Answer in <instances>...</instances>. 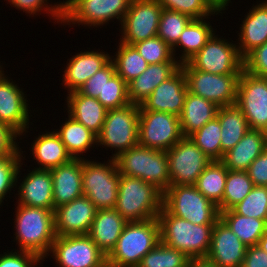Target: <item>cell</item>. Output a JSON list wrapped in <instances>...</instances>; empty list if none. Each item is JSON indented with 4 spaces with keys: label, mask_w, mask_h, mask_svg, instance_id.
<instances>
[{
    "label": "cell",
    "mask_w": 267,
    "mask_h": 267,
    "mask_svg": "<svg viewBox=\"0 0 267 267\" xmlns=\"http://www.w3.org/2000/svg\"><path fill=\"white\" fill-rule=\"evenodd\" d=\"M17 205V206H16ZM13 222L16 250L36 254L46 259L56 238L54 211L41 207L16 204Z\"/></svg>",
    "instance_id": "obj_1"
},
{
    "label": "cell",
    "mask_w": 267,
    "mask_h": 267,
    "mask_svg": "<svg viewBox=\"0 0 267 267\" xmlns=\"http://www.w3.org/2000/svg\"><path fill=\"white\" fill-rule=\"evenodd\" d=\"M160 241L190 259L206 258L214 225H197L170 214L163 206L157 216Z\"/></svg>",
    "instance_id": "obj_2"
},
{
    "label": "cell",
    "mask_w": 267,
    "mask_h": 267,
    "mask_svg": "<svg viewBox=\"0 0 267 267\" xmlns=\"http://www.w3.org/2000/svg\"><path fill=\"white\" fill-rule=\"evenodd\" d=\"M159 242L157 218L127 222L114 249L107 256V263L111 267H137Z\"/></svg>",
    "instance_id": "obj_3"
},
{
    "label": "cell",
    "mask_w": 267,
    "mask_h": 267,
    "mask_svg": "<svg viewBox=\"0 0 267 267\" xmlns=\"http://www.w3.org/2000/svg\"><path fill=\"white\" fill-rule=\"evenodd\" d=\"M163 193L140 178L120 175L114 209L127 221L157 218L162 208Z\"/></svg>",
    "instance_id": "obj_4"
},
{
    "label": "cell",
    "mask_w": 267,
    "mask_h": 267,
    "mask_svg": "<svg viewBox=\"0 0 267 267\" xmlns=\"http://www.w3.org/2000/svg\"><path fill=\"white\" fill-rule=\"evenodd\" d=\"M115 161L120 175L140 178L153 184L162 193L170 186L166 151L137 144L120 154Z\"/></svg>",
    "instance_id": "obj_5"
},
{
    "label": "cell",
    "mask_w": 267,
    "mask_h": 267,
    "mask_svg": "<svg viewBox=\"0 0 267 267\" xmlns=\"http://www.w3.org/2000/svg\"><path fill=\"white\" fill-rule=\"evenodd\" d=\"M162 206L172 215L197 225H214L220 219L218 206L194 185H170Z\"/></svg>",
    "instance_id": "obj_6"
},
{
    "label": "cell",
    "mask_w": 267,
    "mask_h": 267,
    "mask_svg": "<svg viewBox=\"0 0 267 267\" xmlns=\"http://www.w3.org/2000/svg\"><path fill=\"white\" fill-rule=\"evenodd\" d=\"M138 133L139 105L130 103L121 108L107 110L102 130L97 136L96 147H100L101 150L104 148L106 151L110 148V158L116 159L138 144Z\"/></svg>",
    "instance_id": "obj_7"
},
{
    "label": "cell",
    "mask_w": 267,
    "mask_h": 267,
    "mask_svg": "<svg viewBox=\"0 0 267 267\" xmlns=\"http://www.w3.org/2000/svg\"><path fill=\"white\" fill-rule=\"evenodd\" d=\"M132 0H63L64 17L62 25H78L89 28L107 26L110 21L121 25ZM114 20V21H113ZM76 24V25H75ZM72 25V26H71ZM91 27V28H90Z\"/></svg>",
    "instance_id": "obj_8"
},
{
    "label": "cell",
    "mask_w": 267,
    "mask_h": 267,
    "mask_svg": "<svg viewBox=\"0 0 267 267\" xmlns=\"http://www.w3.org/2000/svg\"><path fill=\"white\" fill-rule=\"evenodd\" d=\"M120 174L115 159L98 162L94 159H82L83 196L99 209H114Z\"/></svg>",
    "instance_id": "obj_9"
},
{
    "label": "cell",
    "mask_w": 267,
    "mask_h": 267,
    "mask_svg": "<svg viewBox=\"0 0 267 267\" xmlns=\"http://www.w3.org/2000/svg\"><path fill=\"white\" fill-rule=\"evenodd\" d=\"M188 63L196 70L219 75L241 74L244 69L236 41L230 42L216 32Z\"/></svg>",
    "instance_id": "obj_10"
},
{
    "label": "cell",
    "mask_w": 267,
    "mask_h": 267,
    "mask_svg": "<svg viewBox=\"0 0 267 267\" xmlns=\"http://www.w3.org/2000/svg\"><path fill=\"white\" fill-rule=\"evenodd\" d=\"M5 66L0 67V122L10 127L19 136L21 143L22 138L30 135V128L32 124L31 117L33 116L30 109V99L27 100V92L18 86L13 78L5 73ZM29 101V102H28ZM30 109V110H29ZM31 112V113H30ZM30 114V115H29ZM25 135V136H24Z\"/></svg>",
    "instance_id": "obj_11"
},
{
    "label": "cell",
    "mask_w": 267,
    "mask_h": 267,
    "mask_svg": "<svg viewBox=\"0 0 267 267\" xmlns=\"http://www.w3.org/2000/svg\"><path fill=\"white\" fill-rule=\"evenodd\" d=\"M188 92L216 103L219 107L237 102V86L240 74H212L194 69L188 62L180 65Z\"/></svg>",
    "instance_id": "obj_12"
},
{
    "label": "cell",
    "mask_w": 267,
    "mask_h": 267,
    "mask_svg": "<svg viewBox=\"0 0 267 267\" xmlns=\"http://www.w3.org/2000/svg\"><path fill=\"white\" fill-rule=\"evenodd\" d=\"M48 256L55 267H102L107 263V256L87 234L56 236Z\"/></svg>",
    "instance_id": "obj_13"
},
{
    "label": "cell",
    "mask_w": 267,
    "mask_h": 267,
    "mask_svg": "<svg viewBox=\"0 0 267 267\" xmlns=\"http://www.w3.org/2000/svg\"><path fill=\"white\" fill-rule=\"evenodd\" d=\"M177 115L159 111H139L138 144L168 151L183 138Z\"/></svg>",
    "instance_id": "obj_14"
},
{
    "label": "cell",
    "mask_w": 267,
    "mask_h": 267,
    "mask_svg": "<svg viewBox=\"0 0 267 267\" xmlns=\"http://www.w3.org/2000/svg\"><path fill=\"white\" fill-rule=\"evenodd\" d=\"M166 153L170 185H195L212 161L189 137H183Z\"/></svg>",
    "instance_id": "obj_15"
},
{
    "label": "cell",
    "mask_w": 267,
    "mask_h": 267,
    "mask_svg": "<svg viewBox=\"0 0 267 267\" xmlns=\"http://www.w3.org/2000/svg\"><path fill=\"white\" fill-rule=\"evenodd\" d=\"M162 6L157 0H132L118 27L119 41L128 45L157 36Z\"/></svg>",
    "instance_id": "obj_16"
},
{
    "label": "cell",
    "mask_w": 267,
    "mask_h": 267,
    "mask_svg": "<svg viewBox=\"0 0 267 267\" xmlns=\"http://www.w3.org/2000/svg\"><path fill=\"white\" fill-rule=\"evenodd\" d=\"M249 128L267 133V78L242 70L237 86V102Z\"/></svg>",
    "instance_id": "obj_17"
},
{
    "label": "cell",
    "mask_w": 267,
    "mask_h": 267,
    "mask_svg": "<svg viewBox=\"0 0 267 267\" xmlns=\"http://www.w3.org/2000/svg\"><path fill=\"white\" fill-rule=\"evenodd\" d=\"M22 148L23 147L20 148V154L23 155L21 156L22 161H20L16 174L15 190H17V193H15L14 199L17 200L15 203L30 207H41L54 211L52 175L50 170L32 169L29 166L26 174L21 176L23 175L21 173L23 171L21 170L23 169L22 165L25 162L24 160H26V154L23 153L25 151H22ZM21 177L23 178L21 179Z\"/></svg>",
    "instance_id": "obj_18"
},
{
    "label": "cell",
    "mask_w": 267,
    "mask_h": 267,
    "mask_svg": "<svg viewBox=\"0 0 267 267\" xmlns=\"http://www.w3.org/2000/svg\"><path fill=\"white\" fill-rule=\"evenodd\" d=\"M187 92L186 76L180 67L170 78L159 84L139 105V111L167 112L179 117Z\"/></svg>",
    "instance_id": "obj_19"
},
{
    "label": "cell",
    "mask_w": 267,
    "mask_h": 267,
    "mask_svg": "<svg viewBox=\"0 0 267 267\" xmlns=\"http://www.w3.org/2000/svg\"><path fill=\"white\" fill-rule=\"evenodd\" d=\"M97 208L85 196L61 205L54 210L55 232L57 236L88 234Z\"/></svg>",
    "instance_id": "obj_20"
},
{
    "label": "cell",
    "mask_w": 267,
    "mask_h": 267,
    "mask_svg": "<svg viewBox=\"0 0 267 267\" xmlns=\"http://www.w3.org/2000/svg\"><path fill=\"white\" fill-rule=\"evenodd\" d=\"M247 246L219 219L213 227L206 259L217 267H242Z\"/></svg>",
    "instance_id": "obj_21"
},
{
    "label": "cell",
    "mask_w": 267,
    "mask_h": 267,
    "mask_svg": "<svg viewBox=\"0 0 267 267\" xmlns=\"http://www.w3.org/2000/svg\"><path fill=\"white\" fill-rule=\"evenodd\" d=\"M108 53L100 49L91 51V48L77 52L67 60L60 84L68 93L77 91L90 77L111 61V55Z\"/></svg>",
    "instance_id": "obj_22"
},
{
    "label": "cell",
    "mask_w": 267,
    "mask_h": 267,
    "mask_svg": "<svg viewBox=\"0 0 267 267\" xmlns=\"http://www.w3.org/2000/svg\"><path fill=\"white\" fill-rule=\"evenodd\" d=\"M248 9L236 39L240 56L244 59L255 48L267 42V0L257 1Z\"/></svg>",
    "instance_id": "obj_23"
},
{
    "label": "cell",
    "mask_w": 267,
    "mask_h": 267,
    "mask_svg": "<svg viewBox=\"0 0 267 267\" xmlns=\"http://www.w3.org/2000/svg\"><path fill=\"white\" fill-rule=\"evenodd\" d=\"M52 175L54 209L83 196L82 159L50 170Z\"/></svg>",
    "instance_id": "obj_24"
},
{
    "label": "cell",
    "mask_w": 267,
    "mask_h": 267,
    "mask_svg": "<svg viewBox=\"0 0 267 267\" xmlns=\"http://www.w3.org/2000/svg\"><path fill=\"white\" fill-rule=\"evenodd\" d=\"M39 133L38 136L34 135L29 147L31 158L35 160V165L38 164V167L34 166L35 169L51 170L73 159L54 130Z\"/></svg>",
    "instance_id": "obj_25"
},
{
    "label": "cell",
    "mask_w": 267,
    "mask_h": 267,
    "mask_svg": "<svg viewBox=\"0 0 267 267\" xmlns=\"http://www.w3.org/2000/svg\"><path fill=\"white\" fill-rule=\"evenodd\" d=\"M267 148V133L249 129L242 139L224 153L221 162L228 170L247 171L250 164Z\"/></svg>",
    "instance_id": "obj_26"
},
{
    "label": "cell",
    "mask_w": 267,
    "mask_h": 267,
    "mask_svg": "<svg viewBox=\"0 0 267 267\" xmlns=\"http://www.w3.org/2000/svg\"><path fill=\"white\" fill-rule=\"evenodd\" d=\"M65 101L67 114L98 136L107 113V109L100 101L97 98L82 95L78 91L67 93Z\"/></svg>",
    "instance_id": "obj_27"
},
{
    "label": "cell",
    "mask_w": 267,
    "mask_h": 267,
    "mask_svg": "<svg viewBox=\"0 0 267 267\" xmlns=\"http://www.w3.org/2000/svg\"><path fill=\"white\" fill-rule=\"evenodd\" d=\"M126 223L127 221L116 209H99L87 235L108 256L114 249Z\"/></svg>",
    "instance_id": "obj_28"
},
{
    "label": "cell",
    "mask_w": 267,
    "mask_h": 267,
    "mask_svg": "<svg viewBox=\"0 0 267 267\" xmlns=\"http://www.w3.org/2000/svg\"><path fill=\"white\" fill-rule=\"evenodd\" d=\"M210 18L211 16L192 19L181 33L177 44L172 48L174 57L180 64L187 63L217 32L216 28H213ZM177 50H180L181 55L176 53ZM177 54H179L178 57Z\"/></svg>",
    "instance_id": "obj_29"
},
{
    "label": "cell",
    "mask_w": 267,
    "mask_h": 267,
    "mask_svg": "<svg viewBox=\"0 0 267 267\" xmlns=\"http://www.w3.org/2000/svg\"><path fill=\"white\" fill-rule=\"evenodd\" d=\"M179 62H162L149 65L137 78L128 83L130 103L140 105L153 90L170 78L179 68Z\"/></svg>",
    "instance_id": "obj_30"
},
{
    "label": "cell",
    "mask_w": 267,
    "mask_h": 267,
    "mask_svg": "<svg viewBox=\"0 0 267 267\" xmlns=\"http://www.w3.org/2000/svg\"><path fill=\"white\" fill-rule=\"evenodd\" d=\"M219 106L201 96L187 92L180 119L184 137H189L217 117Z\"/></svg>",
    "instance_id": "obj_31"
},
{
    "label": "cell",
    "mask_w": 267,
    "mask_h": 267,
    "mask_svg": "<svg viewBox=\"0 0 267 267\" xmlns=\"http://www.w3.org/2000/svg\"><path fill=\"white\" fill-rule=\"evenodd\" d=\"M60 124L58 129L52 128L61 139L68 153L73 159H85L84 153L91 151L97 146V136L88 130L83 124L73 119L71 116Z\"/></svg>",
    "instance_id": "obj_32"
},
{
    "label": "cell",
    "mask_w": 267,
    "mask_h": 267,
    "mask_svg": "<svg viewBox=\"0 0 267 267\" xmlns=\"http://www.w3.org/2000/svg\"><path fill=\"white\" fill-rule=\"evenodd\" d=\"M221 125L222 158L250 129L245 115L236 104L219 107L217 117Z\"/></svg>",
    "instance_id": "obj_33"
},
{
    "label": "cell",
    "mask_w": 267,
    "mask_h": 267,
    "mask_svg": "<svg viewBox=\"0 0 267 267\" xmlns=\"http://www.w3.org/2000/svg\"><path fill=\"white\" fill-rule=\"evenodd\" d=\"M220 219L247 247L258 245L267 230L265 220L239 215L233 209L221 211Z\"/></svg>",
    "instance_id": "obj_34"
},
{
    "label": "cell",
    "mask_w": 267,
    "mask_h": 267,
    "mask_svg": "<svg viewBox=\"0 0 267 267\" xmlns=\"http://www.w3.org/2000/svg\"><path fill=\"white\" fill-rule=\"evenodd\" d=\"M228 169L221 161H211L197 178L195 187L221 212V201L225 191Z\"/></svg>",
    "instance_id": "obj_35"
},
{
    "label": "cell",
    "mask_w": 267,
    "mask_h": 267,
    "mask_svg": "<svg viewBox=\"0 0 267 267\" xmlns=\"http://www.w3.org/2000/svg\"><path fill=\"white\" fill-rule=\"evenodd\" d=\"M118 42L116 51L113 56L111 55V61L114 64L116 74L128 84L142 74L149 64L133 45Z\"/></svg>",
    "instance_id": "obj_36"
},
{
    "label": "cell",
    "mask_w": 267,
    "mask_h": 267,
    "mask_svg": "<svg viewBox=\"0 0 267 267\" xmlns=\"http://www.w3.org/2000/svg\"><path fill=\"white\" fill-rule=\"evenodd\" d=\"M163 9L178 11L190 16L192 19H200L226 13L222 0H157ZM224 11V12H223Z\"/></svg>",
    "instance_id": "obj_37"
},
{
    "label": "cell",
    "mask_w": 267,
    "mask_h": 267,
    "mask_svg": "<svg viewBox=\"0 0 267 267\" xmlns=\"http://www.w3.org/2000/svg\"><path fill=\"white\" fill-rule=\"evenodd\" d=\"M253 186L247 171L228 170L221 211L232 209L241 202L250 193Z\"/></svg>",
    "instance_id": "obj_38"
},
{
    "label": "cell",
    "mask_w": 267,
    "mask_h": 267,
    "mask_svg": "<svg viewBox=\"0 0 267 267\" xmlns=\"http://www.w3.org/2000/svg\"><path fill=\"white\" fill-rule=\"evenodd\" d=\"M221 125L217 118L207 122L189 138L212 160H222Z\"/></svg>",
    "instance_id": "obj_39"
},
{
    "label": "cell",
    "mask_w": 267,
    "mask_h": 267,
    "mask_svg": "<svg viewBox=\"0 0 267 267\" xmlns=\"http://www.w3.org/2000/svg\"><path fill=\"white\" fill-rule=\"evenodd\" d=\"M189 260L183 252L160 241L137 267H187Z\"/></svg>",
    "instance_id": "obj_40"
},
{
    "label": "cell",
    "mask_w": 267,
    "mask_h": 267,
    "mask_svg": "<svg viewBox=\"0 0 267 267\" xmlns=\"http://www.w3.org/2000/svg\"><path fill=\"white\" fill-rule=\"evenodd\" d=\"M7 4H10L11 8L14 7L18 11L25 12V15L33 18L38 15L46 14L49 19L54 20L53 24L58 25L63 23L64 17V3L63 1H57V3L49 2V0H4ZM49 4V5H48ZM42 13V14H41Z\"/></svg>",
    "instance_id": "obj_41"
},
{
    "label": "cell",
    "mask_w": 267,
    "mask_h": 267,
    "mask_svg": "<svg viewBox=\"0 0 267 267\" xmlns=\"http://www.w3.org/2000/svg\"><path fill=\"white\" fill-rule=\"evenodd\" d=\"M191 20L192 18L184 13L163 9L160 16L157 36L173 48L177 44L181 33Z\"/></svg>",
    "instance_id": "obj_42"
},
{
    "label": "cell",
    "mask_w": 267,
    "mask_h": 267,
    "mask_svg": "<svg viewBox=\"0 0 267 267\" xmlns=\"http://www.w3.org/2000/svg\"><path fill=\"white\" fill-rule=\"evenodd\" d=\"M237 214L267 222V186H253L250 193L232 208Z\"/></svg>",
    "instance_id": "obj_43"
},
{
    "label": "cell",
    "mask_w": 267,
    "mask_h": 267,
    "mask_svg": "<svg viewBox=\"0 0 267 267\" xmlns=\"http://www.w3.org/2000/svg\"><path fill=\"white\" fill-rule=\"evenodd\" d=\"M97 99L107 110L124 107L130 104L128 84L115 73L105 82L103 93Z\"/></svg>",
    "instance_id": "obj_44"
},
{
    "label": "cell",
    "mask_w": 267,
    "mask_h": 267,
    "mask_svg": "<svg viewBox=\"0 0 267 267\" xmlns=\"http://www.w3.org/2000/svg\"><path fill=\"white\" fill-rule=\"evenodd\" d=\"M139 54L149 65L162 62H178L172 48L159 36H155L133 44Z\"/></svg>",
    "instance_id": "obj_45"
},
{
    "label": "cell",
    "mask_w": 267,
    "mask_h": 267,
    "mask_svg": "<svg viewBox=\"0 0 267 267\" xmlns=\"http://www.w3.org/2000/svg\"><path fill=\"white\" fill-rule=\"evenodd\" d=\"M22 155L19 153L17 156H8L0 158V206L4 204L7 197L10 198L11 191H15L16 174ZM9 194V195H8ZM8 195V196H7Z\"/></svg>",
    "instance_id": "obj_46"
},
{
    "label": "cell",
    "mask_w": 267,
    "mask_h": 267,
    "mask_svg": "<svg viewBox=\"0 0 267 267\" xmlns=\"http://www.w3.org/2000/svg\"><path fill=\"white\" fill-rule=\"evenodd\" d=\"M115 73L114 64L110 61L105 67L90 77L77 91L82 95L97 98L99 95H102L105 82Z\"/></svg>",
    "instance_id": "obj_47"
},
{
    "label": "cell",
    "mask_w": 267,
    "mask_h": 267,
    "mask_svg": "<svg viewBox=\"0 0 267 267\" xmlns=\"http://www.w3.org/2000/svg\"><path fill=\"white\" fill-rule=\"evenodd\" d=\"M7 250L0 254V267H38L45 261L31 252L16 250V248Z\"/></svg>",
    "instance_id": "obj_48"
},
{
    "label": "cell",
    "mask_w": 267,
    "mask_h": 267,
    "mask_svg": "<svg viewBox=\"0 0 267 267\" xmlns=\"http://www.w3.org/2000/svg\"><path fill=\"white\" fill-rule=\"evenodd\" d=\"M244 70L255 76L267 78V42L244 58Z\"/></svg>",
    "instance_id": "obj_49"
},
{
    "label": "cell",
    "mask_w": 267,
    "mask_h": 267,
    "mask_svg": "<svg viewBox=\"0 0 267 267\" xmlns=\"http://www.w3.org/2000/svg\"><path fill=\"white\" fill-rule=\"evenodd\" d=\"M20 136L10 127L0 122V158L17 156L20 153Z\"/></svg>",
    "instance_id": "obj_50"
},
{
    "label": "cell",
    "mask_w": 267,
    "mask_h": 267,
    "mask_svg": "<svg viewBox=\"0 0 267 267\" xmlns=\"http://www.w3.org/2000/svg\"><path fill=\"white\" fill-rule=\"evenodd\" d=\"M248 176L255 186H267V148L250 164Z\"/></svg>",
    "instance_id": "obj_51"
},
{
    "label": "cell",
    "mask_w": 267,
    "mask_h": 267,
    "mask_svg": "<svg viewBox=\"0 0 267 267\" xmlns=\"http://www.w3.org/2000/svg\"><path fill=\"white\" fill-rule=\"evenodd\" d=\"M242 267H267V253L258 245L248 246Z\"/></svg>",
    "instance_id": "obj_52"
},
{
    "label": "cell",
    "mask_w": 267,
    "mask_h": 267,
    "mask_svg": "<svg viewBox=\"0 0 267 267\" xmlns=\"http://www.w3.org/2000/svg\"><path fill=\"white\" fill-rule=\"evenodd\" d=\"M187 267H217L206 258L190 259Z\"/></svg>",
    "instance_id": "obj_53"
},
{
    "label": "cell",
    "mask_w": 267,
    "mask_h": 267,
    "mask_svg": "<svg viewBox=\"0 0 267 267\" xmlns=\"http://www.w3.org/2000/svg\"><path fill=\"white\" fill-rule=\"evenodd\" d=\"M258 246L267 253V230L259 239Z\"/></svg>",
    "instance_id": "obj_54"
},
{
    "label": "cell",
    "mask_w": 267,
    "mask_h": 267,
    "mask_svg": "<svg viewBox=\"0 0 267 267\" xmlns=\"http://www.w3.org/2000/svg\"><path fill=\"white\" fill-rule=\"evenodd\" d=\"M224 2V6H223V9L226 10V9H229L228 6H229V3H232L231 0H222Z\"/></svg>",
    "instance_id": "obj_55"
},
{
    "label": "cell",
    "mask_w": 267,
    "mask_h": 267,
    "mask_svg": "<svg viewBox=\"0 0 267 267\" xmlns=\"http://www.w3.org/2000/svg\"><path fill=\"white\" fill-rule=\"evenodd\" d=\"M102 267H111L108 263H106L105 265H103Z\"/></svg>",
    "instance_id": "obj_56"
},
{
    "label": "cell",
    "mask_w": 267,
    "mask_h": 267,
    "mask_svg": "<svg viewBox=\"0 0 267 267\" xmlns=\"http://www.w3.org/2000/svg\"><path fill=\"white\" fill-rule=\"evenodd\" d=\"M2 62V63H1ZM2 64H5V62L3 63V61H0V67L2 66Z\"/></svg>",
    "instance_id": "obj_57"
}]
</instances>
